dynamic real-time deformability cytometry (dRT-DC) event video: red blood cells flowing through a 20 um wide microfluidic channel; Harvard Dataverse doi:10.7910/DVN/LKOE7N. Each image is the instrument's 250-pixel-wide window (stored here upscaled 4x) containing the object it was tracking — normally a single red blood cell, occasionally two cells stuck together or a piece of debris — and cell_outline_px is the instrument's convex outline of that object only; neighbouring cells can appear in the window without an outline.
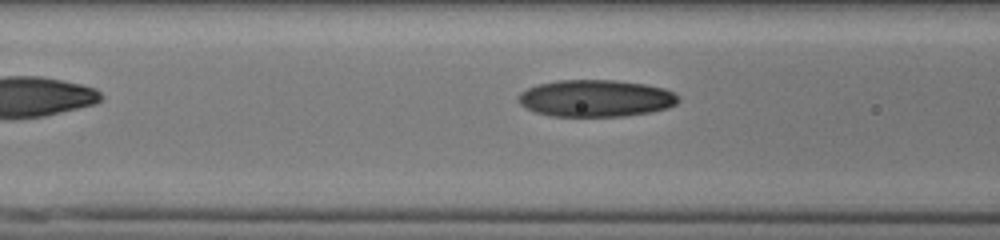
{"species": "human", "species_latin": "Homo sapiens", "temperature_condition": "cold", "stored_images_in_passage": 10, "camera_frame_rate_fps": 3000, "um_per_image_px": 0.085, "donor": {"sex": "male"}, "frame": {"image": 1, "passage_image": 4, "time_ms": 1.0, "image_size_px": [1000, 240], "cell_outline_px": [[680, 100], [676, 104], [668, 108], [652, 112], [624, 116], [552, 116], [536, 112], [520, 104], [516, 100], [516, 96], [520, 92], [528, 88], [540, 84], [556, 80], [612, 80], [644, 84], [664, 88], [676, 92], [680, 96]], "centroid_in_image_um": [50.67, 8.35], "position_along_channel_um": 115.9, "area_um2": 34.68}}
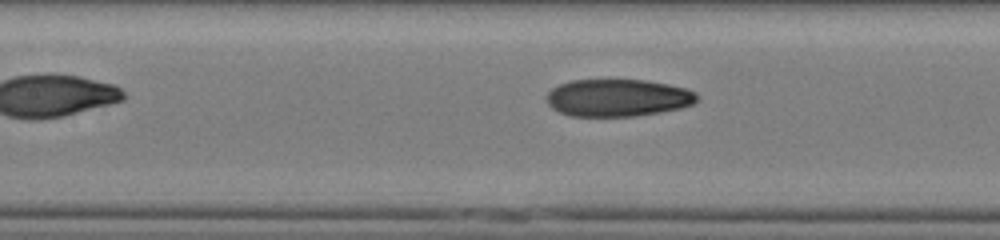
{"frame": {"image": 2, "passage_image": 7, "time_ms": 2.0, "image_size_px": [1000, 240], "cell_outline_px": [[700, 100], [692, 104], [680, 108], [660, 112], [636, 116], [568, 116], [552, 108], [548, 104], [544, 96], [552, 88], [560, 84], [572, 80], [644, 80], [668, 84], [684, 88], [696, 92]], "centroid_in_image_um": [52.5, 8.31], "position_along_channel_um": 154.9, "area_um2": 32.89}}